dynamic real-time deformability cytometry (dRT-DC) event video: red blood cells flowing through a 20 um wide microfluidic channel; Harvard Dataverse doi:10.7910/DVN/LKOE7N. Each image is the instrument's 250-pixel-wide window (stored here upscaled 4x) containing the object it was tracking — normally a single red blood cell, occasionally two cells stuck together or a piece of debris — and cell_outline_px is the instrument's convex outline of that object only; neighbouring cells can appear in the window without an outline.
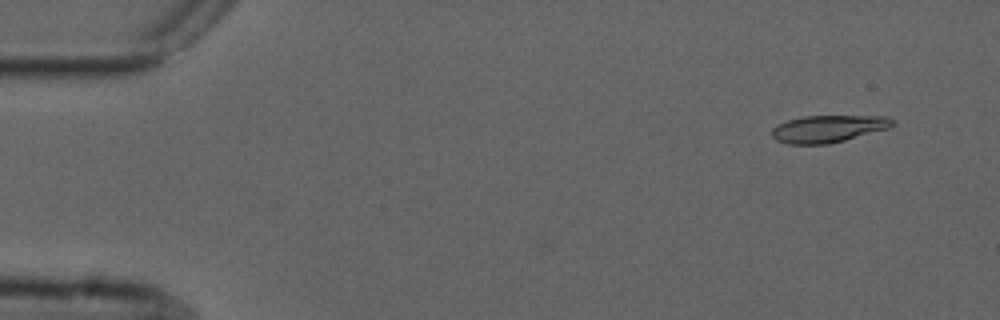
{"species": "common noctule bat (a hibernating species)", "species_latin": "Nyctalus noctula", "temperature_condition": "cold", "stored_images_in_passage": 3, "camera_frame_rate_fps": 3000, "um_per_image_px": 0.085, "animal": {"sex": "male", "forearm_length_mm": 52.5}, "frame": {"image": 1, "passage_image": 1, "time_ms": 0.0, "image_size_px": [1000, 320], "cell_outline_px": [[896, 124], [888, 128], [844, 140], [828, 144], [788, 144], [776, 140], [772, 136], [772, 128], [776, 124], [788, 120], [804, 116], [888, 116]], "centroid_in_image_um": [70.37, 10.94], "position_along_channel_um": 14.6, "area_um2": 19.02}}